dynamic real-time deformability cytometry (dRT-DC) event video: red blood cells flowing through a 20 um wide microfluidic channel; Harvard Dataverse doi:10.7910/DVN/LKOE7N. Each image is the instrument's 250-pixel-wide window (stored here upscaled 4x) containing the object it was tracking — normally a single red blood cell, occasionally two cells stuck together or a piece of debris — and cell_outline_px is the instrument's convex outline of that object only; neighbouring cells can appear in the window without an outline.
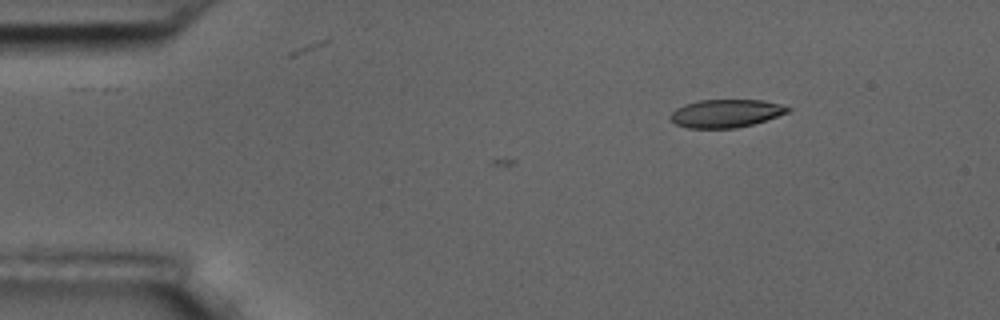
{"species": "common noctule bat (a hibernating species)", "species_latin": "Nyctalus noctula", "temperature_condition": "room temperature", "stored_images_in_passage": 4, "camera_frame_rate_fps": 3000, "um_per_image_px": 0.085, "animal": {"sex": "male", "body_mass_g": 17.5, "forearm_length_mm": 52.3}, "frame": {"image": 1, "passage_image": 4, "time_ms": 1.0, "image_size_px": [1000, 320], "cell_outline_px": [[792, 108], [788, 112], [752, 124], [736, 128], [688, 128], [676, 124], [668, 116], [676, 108], [684, 104], [700, 100], [760, 100], [780, 104]], "centroid_in_image_um": [61.66, 9.63], "position_along_channel_um": 23.3, "area_um2": 19.02}}